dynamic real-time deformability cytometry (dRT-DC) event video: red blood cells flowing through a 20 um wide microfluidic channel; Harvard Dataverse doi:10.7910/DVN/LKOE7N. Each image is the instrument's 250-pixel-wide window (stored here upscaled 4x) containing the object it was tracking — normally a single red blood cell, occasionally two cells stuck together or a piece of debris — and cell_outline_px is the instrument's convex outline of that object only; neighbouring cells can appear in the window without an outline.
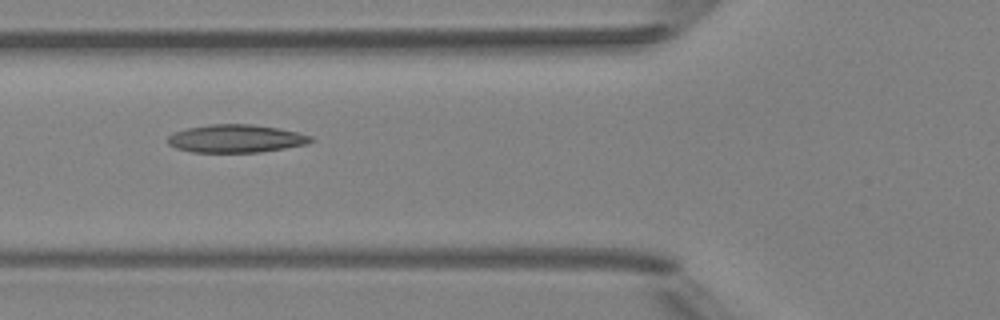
{"species": "Egyptian fruit bat (a non-hibernating species)", "species_latin": "Rousettus aegyptiacus", "temperature_condition": "room temperature", "stored_images_in_passage": 4, "camera_frame_rate_fps": 3000, "um_per_image_px": 0.085, "animal": {"sex": "female"}, "frame": {"image": 1, "passage_image": 2, "time_ms": 1.0, "image_size_px": [1000, 320], "cell_outline_px": [[316, 140], [308, 144], [260, 152], [192, 152], [176, 148], [168, 144], [168, 136], [172, 132], [188, 128], [208, 124], [252, 124], [276, 128], [296, 132], [312, 136]], "centroid_in_image_um": [20.05, 11.78], "position_along_channel_um": 105.8, "area_um2": 23.35}}
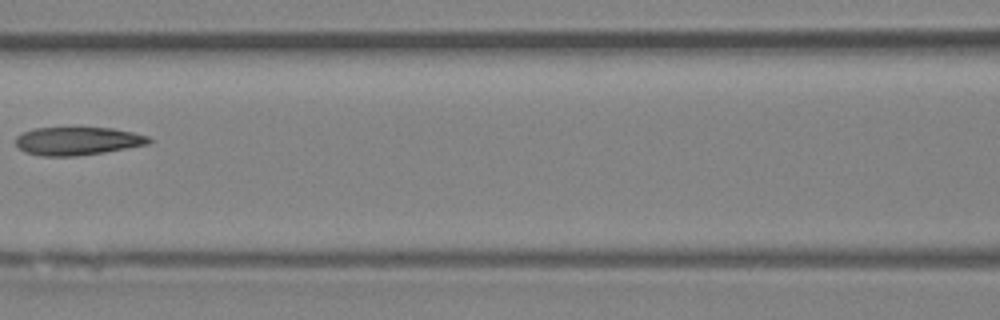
{"frame": {"image": 2, "passage_image": 3, "time_ms": 2.333, "image_size_px": [1000, 320], "cell_outline_px": [[152, 140], [148, 144], [104, 152], [76, 156], [40, 156], [24, 152], [16, 144], [16, 136], [24, 132], [36, 128], [112, 128], [132, 132], [148, 136]], "centroid_in_image_um": [6.58, 11.99], "position_along_channel_um": 160.0, "area_um2": 21.68}}
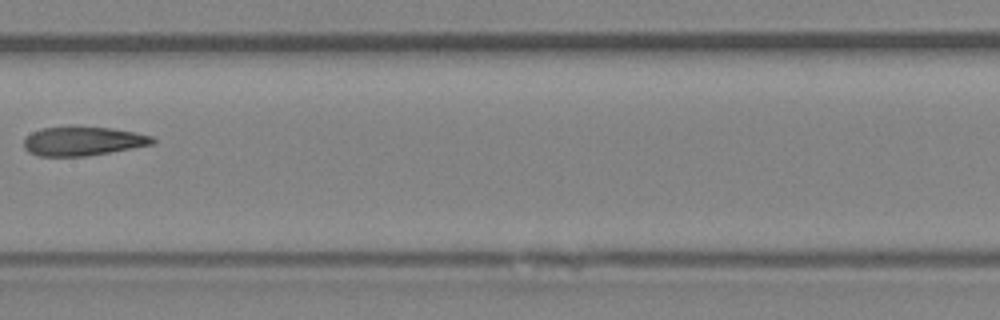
{"frame": {"image": 3, "passage_image": 4, "time_ms": 3.333, "image_size_px": [1000, 320], "cell_outline_px": [[156, 144], [84, 156], [40, 156], [28, 152], [24, 148], [24, 136], [40, 128], [112, 128], [136, 132], [152, 136], [156, 140]], "centroid_in_image_um": [7.05, 12.01], "position_along_channel_um": 200.4, "area_um2": 21.44}}